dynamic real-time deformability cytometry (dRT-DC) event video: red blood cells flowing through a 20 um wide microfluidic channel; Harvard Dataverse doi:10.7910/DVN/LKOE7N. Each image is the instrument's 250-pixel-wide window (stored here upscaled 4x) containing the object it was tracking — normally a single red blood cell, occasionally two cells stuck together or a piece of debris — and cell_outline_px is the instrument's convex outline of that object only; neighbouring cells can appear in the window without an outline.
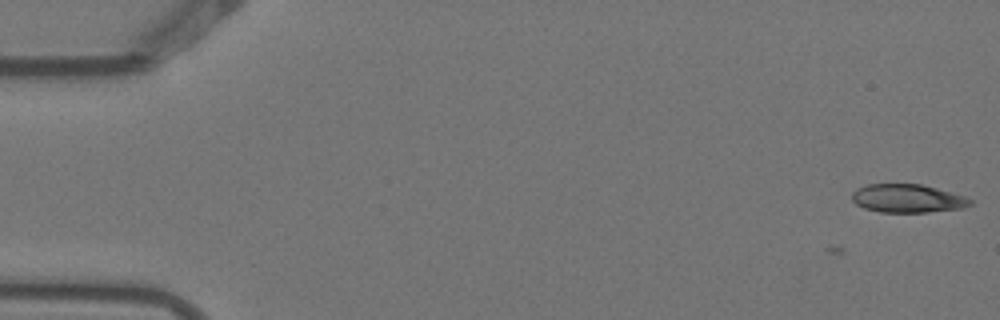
{"species": "Egyptian fruit bat (a non-hibernating species)", "species_latin": "Rousettus aegyptiacus", "temperature_condition": "warm", "stored_images_in_passage": 6, "camera_frame_rate_fps": 3000, "um_per_image_px": 0.085, "animal": {"sex": "female"}, "frame": {"image": 1, "passage_image": 2, "time_ms": 0.333, "image_size_px": [1000, 320], "cell_outline_px": [[972, 204], [964, 208], [928, 212], [880, 212], [864, 208], [856, 204], [852, 200], [852, 192], [856, 188], [868, 184], [920, 184], [936, 188], [964, 196], [972, 200]], "centroid_in_image_um": [77.12, 16.87], "position_along_channel_um": 7.9, "area_um2": 19.54}}
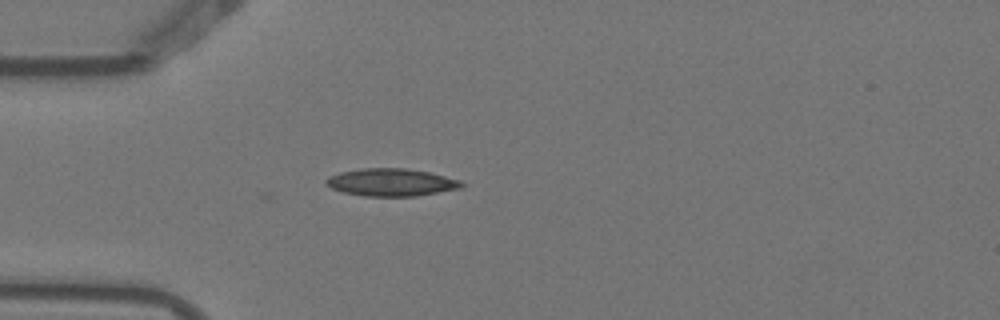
{"frame": {"image": 2, "passage_image": 6, "time_ms": 1.667, "image_size_px": [1000, 320], "cell_outline_px": [[468, 184], [460, 188], [416, 196], [364, 196], [344, 192], [332, 188], [324, 184], [324, 180], [328, 176], [340, 172], [364, 168], [404, 168], [428, 172], [460, 180]], "centroid_in_image_um": [33.24, 15.5], "position_along_channel_um": 51.8, "area_um2": 21.73}}